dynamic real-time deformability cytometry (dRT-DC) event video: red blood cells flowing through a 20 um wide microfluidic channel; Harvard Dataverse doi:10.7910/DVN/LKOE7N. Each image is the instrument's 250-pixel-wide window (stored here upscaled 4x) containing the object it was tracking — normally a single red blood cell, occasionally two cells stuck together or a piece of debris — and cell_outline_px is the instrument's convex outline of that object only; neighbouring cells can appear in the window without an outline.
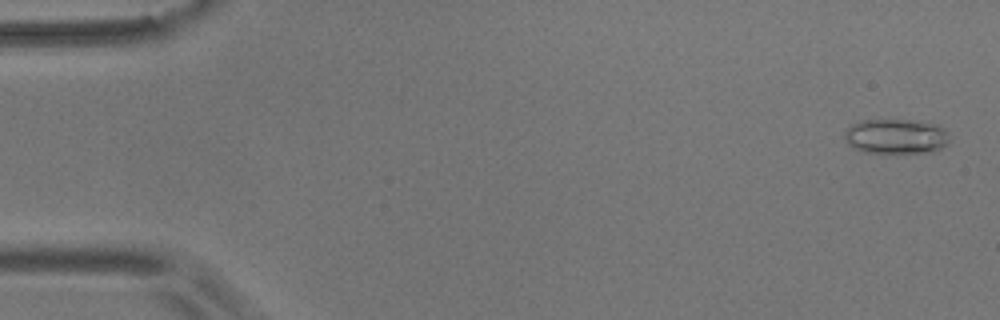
{"species": "common noctule bat (a hibernating species)", "species_latin": "Nyctalus noctula", "temperature_condition": "room temperature", "stored_images_in_passage": 55, "camera_frame_rate_fps": 3000, "um_per_image_px": 0.085, "animal": {"sex": "male", "body_mass_g": 17.9}, "frame": {"image": 1, "passage_image": 2, "time_ms": 0.333, "image_size_px": [1000, 320], "cell_outline_px": [[948, 144], [932, 152], [864, 152], [852, 148], [848, 144], [844, 136], [844, 132], [852, 124], [860, 120], [912, 120], [940, 124], [948, 132]], "centroid_in_image_um": [76.17, 11.58], "position_along_channel_um": 8.8, "area_um2": 21.44}}
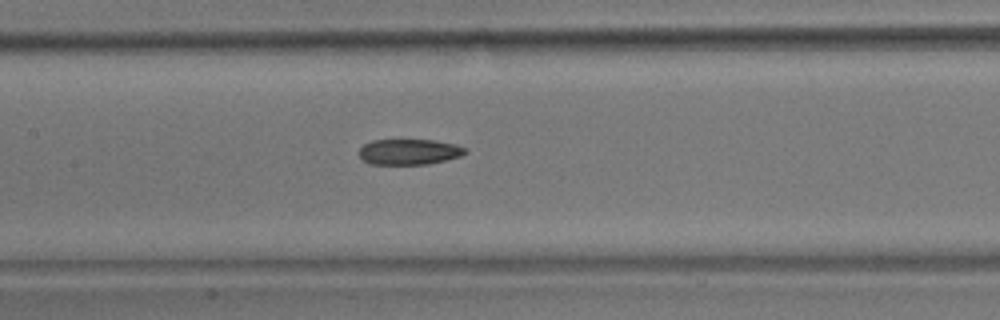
{"frame": {"image": 2, "passage_image": 26, "time_ms": 8.333, "image_size_px": [1000, 320], "cell_outline_px": [[468, 152], [460, 156], [428, 164], [372, 164], [364, 160], [360, 156], [360, 148], [364, 144], [372, 140], [436, 140], [456, 144], [468, 148]], "centroid_in_image_um": [34.82, 12.89], "position_along_channel_um": 172.6, "area_um2": 15.84}}
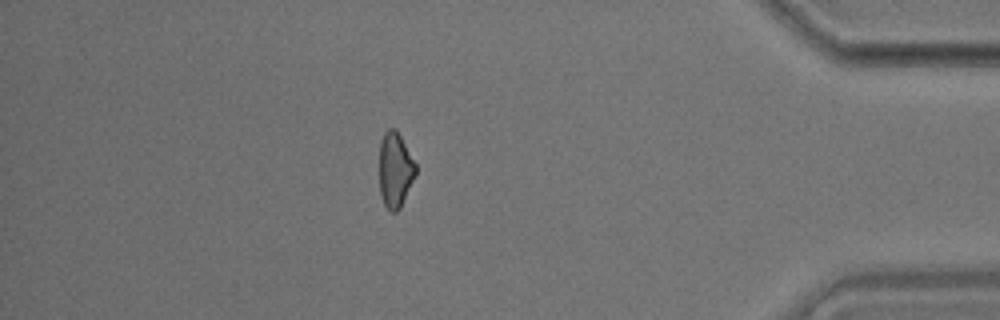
{"frame": {"image": 3, "passage_image": 48, "time_ms": 15.667, "image_size_px": [1000, 320], "cell_outline_px": [[416, 172], [400, 208], [396, 212], [392, 212], [384, 204], [380, 196], [380, 140], [384, 132], [388, 128], [392, 128], [400, 136], [416, 164]], "centroid_in_image_um": [33.57, 14.44], "position_along_channel_um": 401.6, "area_um2": 15.61}, "authors_computed_cell_mechanics": {"area_um2": 16.8776, "velocity_mm_per_s": 3.6777, "shape_relaxation_time_tau1_ms": 10.7683, "shape_relaxation_time_tau2_ms": 5.1406, "deformation_change_tau1": 0.1999, "deformation_change_tau2": 0.139}}